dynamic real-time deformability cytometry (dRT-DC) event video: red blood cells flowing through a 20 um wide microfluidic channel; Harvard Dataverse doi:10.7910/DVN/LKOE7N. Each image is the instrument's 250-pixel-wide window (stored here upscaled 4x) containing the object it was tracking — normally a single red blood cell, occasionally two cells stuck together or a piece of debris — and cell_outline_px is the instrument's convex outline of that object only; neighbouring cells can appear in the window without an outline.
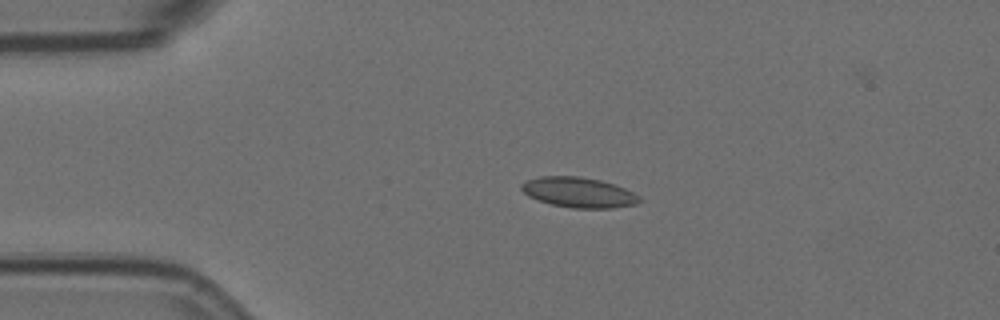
{"species": "Egyptian fruit bat (a non-hibernating species)", "species_latin": "Rousettus aegyptiacus", "temperature_condition": "room temperature", "stored_images_in_passage": 5, "camera_frame_rate_fps": 3000, "um_per_image_px": 0.085, "animal": {"sex": "female"}, "frame": {"image": 1, "passage_image": 4, "time_ms": 1.0, "image_size_px": [1000, 320], "cell_outline_px": [[644, 200], [636, 204], [612, 208], [572, 208], [552, 204], [528, 196], [520, 188], [520, 184], [528, 180], [540, 176], [580, 176], [600, 180], [624, 188], [640, 196]], "centroid_in_image_um": [49.2, 16.35], "position_along_channel_um": 35.8, "area_um2": 20.69}}